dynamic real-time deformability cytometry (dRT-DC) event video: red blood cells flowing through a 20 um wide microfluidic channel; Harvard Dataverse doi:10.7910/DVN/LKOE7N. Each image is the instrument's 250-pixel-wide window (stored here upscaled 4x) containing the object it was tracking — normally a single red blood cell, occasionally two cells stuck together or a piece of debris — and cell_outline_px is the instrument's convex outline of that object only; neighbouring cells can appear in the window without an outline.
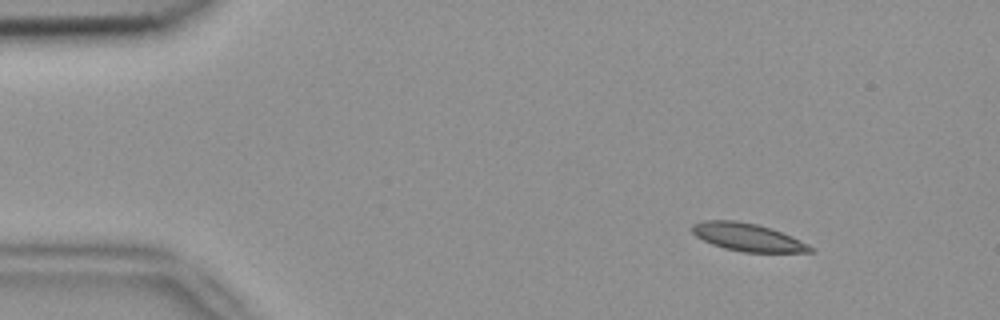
{"species": "common noctule bat (a hibernating species)", "species_latin": "Nyctalus noctula", "temperature_condition": "room temperature", "stored_images_in_passage": 5, "camera_frame_rate_fps": 3000, "um_per_image_px": 0.085, "animal": {"sex": "female", "body_mass_g": 18.4}, "frame": {"image": 1, "passage_image": 1, "time_ms": 0.0, "image_size_px": [1000, 320], "cell_outline_px": [[816, 248], [812, 252], [744, 252], [724, 248], [712, 244], [696, 236], [692, 232], [692, 224], [700, 220], [736, 220], [756, 224], [792, 236]], "centroid_in_image_um": [63.54, 20.16], "position_along_channel_um": 21.5, "area_um2": 19.07}}